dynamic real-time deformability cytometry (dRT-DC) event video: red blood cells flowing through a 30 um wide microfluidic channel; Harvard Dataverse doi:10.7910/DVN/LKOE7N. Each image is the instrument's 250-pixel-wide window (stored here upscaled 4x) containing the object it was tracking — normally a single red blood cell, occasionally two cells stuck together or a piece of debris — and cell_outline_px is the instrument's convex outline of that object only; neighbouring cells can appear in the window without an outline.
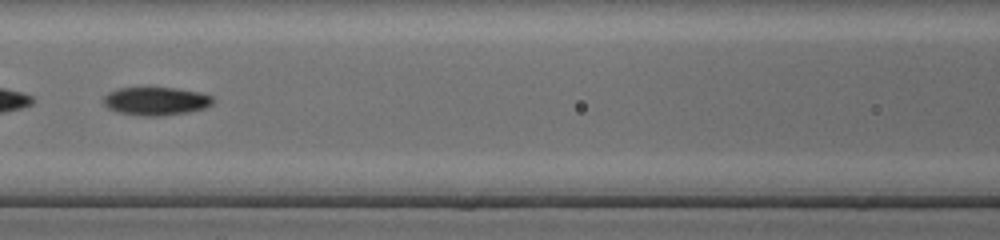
{"species": "common noctule bat (a hibernating species)", "species_latin": "Nyctalus noctula", "temperature_condition": "cold", "stored_images_in_passage": 30, "segment_of_instrument_passage": [2, 2], "camera_frame_rate_fps": 3000, "um_per_image_px": 0.085, "animal": {"sex": "female", "body_mass_g": 17.0, "forearm_length_mm": 48.0}, "frame": {"image": 1, "passage_image": 22, "time_ms": 7.0, "image_size_px": [1000, 240], "cell_outline_px": [[216, 100], [212, 104], [204, 108], [188, 112], [164, 116], [140, 116], [116, 112], [108, 108], [100, 100], [108, 92], [120, 88], [176, 88], [200, 92], [212, 96]], "centroid_in_image_um": [13.24, 8.6], "position_along_channel_um": 153.4, "area_um2": 18.26}}